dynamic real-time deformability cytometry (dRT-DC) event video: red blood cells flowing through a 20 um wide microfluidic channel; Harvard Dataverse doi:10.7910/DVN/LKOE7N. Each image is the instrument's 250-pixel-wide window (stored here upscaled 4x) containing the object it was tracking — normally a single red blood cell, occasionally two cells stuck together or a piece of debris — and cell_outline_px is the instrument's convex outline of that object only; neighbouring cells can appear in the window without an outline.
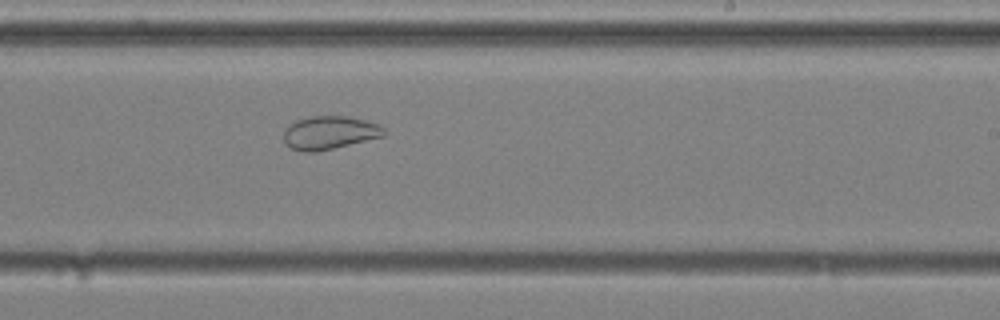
{"species": "common noctule bat (a hibernating species)", "species_latin": "Nyctalus noctula", "temperature_condition": "cold", "stored_images_in_passage": 52, "segment_of_instrument_passage": [1, 3], "camera_frame_rate_fps": 3000, "um_per_image_px": 0.085, "animal": {"sex": "male", "body_mass_g": 20.4}, "frame": {"image": 1, "passage_image": 33, "time_ms": 10.667, "image_size_px": [1000, 320], "cell_outline_px": [[384, 136], [332, 148], [312, 152], [304, 152], [292, 148], [284, 140], [284, 132], [288, 124], [296, 120], [308, 116], [348, 116], [380, 124], [384, 128]], "centroid_in_image_um": [28.0, 11.26], "position_along_channel_um": 261.0, "area_um2": 19.25}}
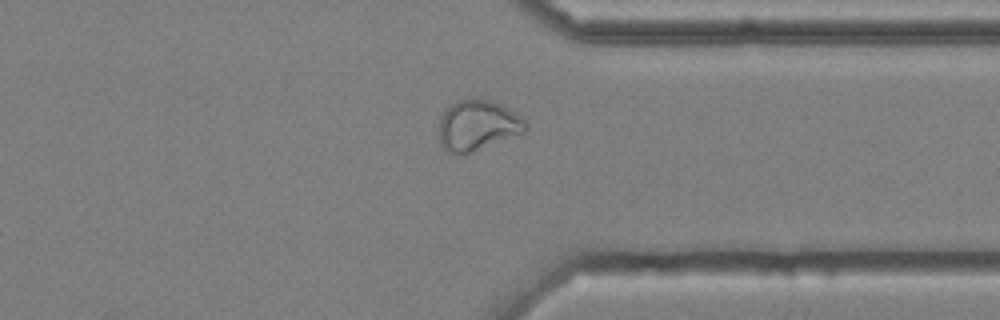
{"frame": {"image": 2, "passage_image": 42, "time_ms": 13.667, "image_size_px": [1000, 320], "cell_outline_px": [[528, 128], [524, 132], [464, 156], [448, 152], [440, 144], [440, 116], [456, 100], [488, 100], [500, 104], [508, 108], [520, 116], [528, 124]], "centroid_in_image_um": [40.6, 10.7], "position_along_channel_um": 370.8, "area_um2": 25.32}}